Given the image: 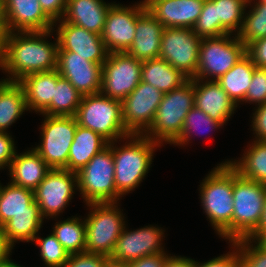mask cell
<instances>
[{"mask_svg":"<svg viewBox=\"0 0 266 267\" xmlns=\"http://www.w3.org/2000/svg\"><path fill=\"white\" fill-rule=\"evenodd\" d=\"M51 32H8L3 38L1 69L11 77L3 80L18 82L32 73L56 70L59 44L58 39L54 44L46 41Z\"/></svg>","mask_w":266,"mask_h":267,"instance_id":"cell-1","label":"cell"},{"mask_svg":"<svg viewBox=\"0 0 266 267\" xmlns=\"http://www.w3.org/2000/svg\"><path fill=\"white\" fill-rule=\"evenodd\" d=\"M218 165L201 182V203L217 234L232 243L233 168Z\"/></svg>","mask_w":266,"mask_h":267,"instance_id":"cell-2","label":"cell"},{"mask_svg":"<svg viewBox=\"0 0 266 267\" xmlns=\"http://www.w3.org/2000/svg\"><path fill=\"white\" fill-rule=\"evenodd\" d=\"M128 138L130 142L120 148L111 142L114 182L121 196L139 186L151 167L155 147L160 146L143 134H130Z\"/></svg>","mask_w":266,"mask_h":267,"instance_id":"cell-3","label":"cell"},{"mask_svg":"<svg viewBox=\"0 0 266 267\" xmlns=\"http://www.w3.org/2000/svg\"><path fill=\"white\" fill-rule=\"evenodd\" d=\"M193 79L163 94L151 126L143 133L152 141L173 144L180 136L188 112L195 106Z\"/></svg>","mask_w":266,"mask_h":267,"instance_id":"cell-4","label":"cell"},{"mask_svg":"<svg viewBox=\"0 0 266 267\" xmlns=\"http://www.w3.org/2000/svg\"><path fill=\"white\" fill-rule=\"evenodd\" d=\"M75 117L78 125L98 133L109 143L131 134L123 124L122 102L100 92L84 95Z\"/></svg>","mask_w":266,"mask_h":267,"instance_id":"cell-5","label":"cell"},{"mask_svg":"<svg viewBox=\"0 0 266 267\" xmlns=\"http://www.w3.org/2000/svg\"><path fill=\"white\" fill-rule=\"evenodd\" d=\"M266 185L241 177L233 169L232 243L247 238L258 226Z\"/></svg>","mask_w":266,"mask_h":267,"instance_id":"cell-6","label":"cell"},{"mask_svg":"<svg viewBox=\"0 0 266 267\" xmlns=\"http://www.w3.org/2000/svg\"><path fill=\"white\" fill-rule=\"evenodd\" d=\"M78 190L86 204L114 203L122 197L114 182V158L111 142L95 154L77 173Z\"/></svg>","mask_w":266,"mask_h":267,"instance_id":"cell-7","label":"cell"},{"mask_svg":"<svg viewBox=\"0 0 266 267\" xmlns=\"http://www.w3.org/2000/svg\"><path fill=\"white\" fill-rule=\"evenodd\" d=\"M86 223L85 251L111 257L125 227L124 215L114 203H90Z\"/></svg>","mask_w":266,"mask_h":267,"instance_id":"cell-8","label":"cell"},{"mask_svg":"<svg viewBox=\"0 0 266 267\" xmlns=\"http://www.w3.org/2000/svg\"><path fill=\"white\" fill-rule=\"evenodd\" d=\"M232 34L202 38L199 63L193 79L217 81L229 71L245 54V44ZM211 77L213 79H211Z\"/></svg>","mask_w":266,"mask_h":267,"instance_id":"cell-9","label":"cell"},{"mask_svg":"<svg viewBox=\"0 0 266 267\" xmlns=\"http://www.w3.org/2000/svg\"><path fill=\"white\" fill-rule=\"evenodd\" d=\"M75 116L45 115L41 125V144L34 148L51 169H65L74 134Z\"/></svg>","mask_w":266,"mask_h":267,"instance_id":"cell-10","label":"cell"},{"mask_svg":"<svg viewBox=\"0 0 266 267\" xmlns=\"http://www.w3.org/2000/svg\"><path fill=\"white\" fill-rule=\"evenodd\" d=\"M200 44L201 38L192 28H164L159 57L193 79L198 68Z\"/></svg>","mask_w":266,"mask_h":267,"instance_id":"cell-11","label":"cell"},{"mask_svg":"<svg viewBox=\"0 0 266 267\" xmlns=\"http://www.w3.org/2000/svg\"><path fill=\"white\" fill-rule=\"evenodd\" d=\"M141 69L142 61L127 52L109 53L102 64L100 93L122 101L141 82Z\"/></svg>","mask_w":266,"mask_h":267,"instance_id":"cell-12","label":"cell"},{"mask_svg":"<svg viewBox=\"0 0 266 267\" xmlns=\"http://www.w3.org/2000/svg\"><path fill=\"white\" fill-rule=\"evenodd\" d=\"M78 188L77 174L66 169H51L40 184L33 190L34 201L42 218L57 216Z\"/></svg>","mask_w":266,"mask_h":267,"instance_id":"cell-13","label":"cell"},{"mask_svg":"<svg viewBox=\"0 0 266 267\" xmlns=\"http://www.w3.org/2000/svg\"><path fill=\"white\" fill-rule=\"evenodd\" d=\"M163 93L148 83L140 82L122 102V118L131 134H143L152 124Z\"/></svg>","mask_w":266,"mask_h":267,"instance_id":"cell-14","label":"cell"},{"mask_svg":"<svg viewBox=\"0 0 266 267\" xmlns=\"http://www.w3.org/2000/svg\"><path fill=\"white\" fill-rule=\"evenodd\" d=\"M122 230L110 257L114 264L127 265L137 259L152 254L165 253L160 243L164 230L155 226H145L135 231Z\"/></svg>","mask_w":266,"mask_h":267,"instance_id":"cell-15","label":"cell"},{"mask_svg":"<svg viewBox=\"0 0 266 267\" xmlns=\"http://www.w3.org/2000/svg\"><path fill=\"white\" fill-rule=\"evenodd\" d=\"M145 9L141 3L132 7L121 4L110 7L101 34L109 53L126 52L130 48L135 37L136 19Z\"/></svg>","mask_w":266,"mask_h":267,"instance_id":"cell-16","label":"cell"},{"mask_svg":"<svg viewBox=\"0 0 266 267\" xmlns=\"http://www.w3.org/2000/svg\"><path fill=\"white\" fill-rule=\"evenodd\" d=\"M82 95L100 92L102 64H97L72 51H58L57 69Z\"/></svg>","mask_w":266,"mask_h":267,"instance_id":"cell-17","label":"cell"},{"mask_svg":"<svg viewBox=\"0 0 266 267\" xmlns=\"http://www.w3.org/2000/svg\"><path fill=\"white\" fill-rule=\"evenodd\" d=\"M58 21L60 23L57 27L58 51H72L84 57L85 60L97 64H103L107 60L109 51L101 35L68 23L63 19Z\"/></svg>","mask_w":266,"mask_h":267,"instance_id":"cell-18","label":"cell"},{"mask_svg":"<svg viewBox=\"0 0 266 267\" xmlns=\"http://www.w3.org/2000/svg\"><path fill=\"white\" fill-rule=\"evenodd\" d=\"M3 5L8 32L54 30L38 0H4Z\"/></svg>","mask_w":266,"mask_h":267,"instance_id":"cell-19","label":"cell"},{"mask_svg":"<svg viewBox=\"0 0 266 267\" xmlns=\"http://www.w3.org/2000/svg\"><path fill=\"white\" fill-rule=\"evenodd\" d=\"M202 82V84L200 83ZM195 106L223 125L237 107L216 81L193 79Z\"/></svg>","mask_w":266,"mask_h":267,"instance_id":"cell-20","label":"cell"},{"mask_svg":"<svg viewBox=\"0 0 266 267\" xmlns=\"http://www.w3.org/2000/svg\"><path fill=\"white\" fill-rule=\"evenodd\" d=\"M205 0H161L153 3L148 11L164 28H193Z\"/></svg>","mask_w":266,"mask_h":267,"instance_id":"cell-21","label":"cell"},{"mask_svg":"<svg viewBox=\"0 0 266 267\" xmlns=\"http://www.w3.org/2000/svg\"><path fill=\"white\" fill-rule=\"evenodd\" d=\"M164 26L145 9L136 19L135 37L126 51L137 60H150L160 55Z\"/></svg>","mask_w":266,"mask_h":267,"instance_id":"cell-22","label":"cell"},{"mask_svg":"<svg viewBox=\"0 0 266 267\" xmlns=\"http://www.w3.org/2000/svg\"><path fill=\"white\" fill-rule=\"evenodd\" d=\"M112 5L103 0H67L63 20L101 35Z\"/></svg>","mask_w":266,"mask_h":267,"instance_id":"cell-23","label":"cell"},{"mask_svg":"<svg viewBox=\"0 0 266 267\" xmlns=\"http://www.w3.org/2000/svg\"><path fill=\"white\" fill-rule=\"evenodd\" d=\"M8 169L13 185L31 190H34L51 170L34 148L22 154L16 152Z\"/></svg>","mask_w":266,"mask_h":267,"instance_id":"cell-24","label":"cell"},{"mask_svg":"<svg viewBox=\"0 0 266 267\" xmlns=\"http://www.w3.org/2000/svg\"><path fill=\"white\" fill-rule=\"evenodd\" d=\"M18 83L24 90L28 110L42 113L54 97L57 83V70L32 73L22 78Z\"/></svg>","mask_w":266,"mask_h":267,"instance_id":"cell-25","label":"cell"},{"mask_svg":"<svg viewBox=\"0 0 266 267\" xmlns=\"http://www.w3.org/2000/svg\"><path fill=\"white\" fill-rule=\"evenodd\" d=\"M108 144L109 142L98 133L77 124L65 169L77 173Z\"/></svg>","mask_w":266,"mask_h":267,"instance_id":"cell-26","label":"cell"},{"mask_svg":"<svg viewBox=\"0 0 266 267\" xmlns=\"http://www.w3.org/2000/svg\"><path fill=\"white\" fill-rule=\"evenodd\" d=\"M188 78L164 59L142 61L141 81L154 86L163 94L179 88Z\"/></svg>","mask_w":266,"mask_h":267,"instance_id":"cell-27","label":"cell"},{"mask_svg":"<svg viewBox=\"0 0 266 267\" xmlns=\"http://www.w3.org/2000/svg\"><path fill=\"white\" fill-rule=\"evenodd\" d=\"M21 213H40L34 201L33 190L10 182L3 187L0 184V227L14 215Z\"/></svg>","mask_w":266,"mask_h":267,"instance_id":"cell-28","label":"cell"},{"mask_svg":"<svg viewBox=\"0 0 266 267\" xmlns=\"http://www.w3.org/2000/svg\"><path fill=\"white\" fill-rule=\"evenodd\" d=\"M255 68L251 57L246 53L216 81L236 106L239 102H244Z\"/></svg>","mask_w":266,"mask_h":267,"instance_id":"cell-29","label":"cell"},{"mask_svg":"<svg viewBox=\"0 0 266 267\" xmlns=\"http://www.w3.org/2000/svg\"><path fill=\"white\" fill-rule=\"evenodd\" d=\"M27 111L24 90L18 82L0 81V132L6 130Z\"/></svg>","mask_w":266,"mask_h":267,"instance_id":"cell-30","label":"cell"},{"mask_svg":"<svg viewBox=\"0 0 266 267\" xmlns=\"http://www.w3.org/2000/svg\"><path fill=\"white\" fill-rule=\"evenodd\" d=\"M241 177L266 185V141L254 140L237 162L225 161Z\"/></svg>","mask_w":266,"mask_h":267,"instance_id":"cell-31","label":"cell"},{"mask_svg":"<svg viewBox=\"0 0 266 267\" xmlns=\"http://www.w3.org/2000/svg\"><path fill=\"white\" fill-rule=\"evenodd\" d=\"M82 95L76 88L57 71V83L54 88V97L42 115L75 116L81 103Z\"/></svg>","mask_w":266,"mask_h":267,"instance_id":"cell-32","label":"cell"},{"mask_svg":"<svg viewBox=\"0 0 266 267\" xmlns=\"http://www.w3.org/2000/svg\"><path fill=\"white\" fill-rule=\"evenodd\" d=\"M252 0H214L215 21H219V36L238 33L244 12Z\"/></svg>","mask_w":266,"mask_h":267,"instance_id":"cell-33","label":"cell"},{"mask_svg":"<svg viewBox=\"0 0 266 267\" xmlns=\"http://www.w3.org/2000/svg\"><path fill=\"white\" fill-rule=\"evenodd\" d=\"M43 220L40 213L16 214L2 226V229L8 242L14 247V242L17 241H33Z\"/></svg>","mask_w":266,"mask_h":267,"instance_id":"cell-34","label":"cell"},{"mask_svg":"<svg viewBox=\"0 0 266 267\" xmlns=\"http://www.w3.org/2000/svg\"><path fill=\"white\" fill-rule=\"evenodd\" d=\"M52 233L69 255L85 251L86 223L78 217L56 222Z\"/></svg>","mask_w":266,"mask_h":267,"instance_id":"cell-35","label":"cell"},{"mask_svg":"<svg viewBox=\"0 0 266 267\" xmlns=\"http://www.w3.org/2000/svg\"><path fill=\"white\" fill-rule=\"evenodd\" d=\"M254 3L249 14L244 12L241 29L235 34L246 47L256 40L266 38V4L259 1Z\"/></svg>","mask_w":266,"mask_h":267,"instance_id":"cell-36","label":"cell"},{"mask_svg":"<svg viewBox=\"0 0 266 267\" xmlns=\"http://www.w3.org/2000/svg\"><path fill=\"white\" fill-rule=\"evenodd\" d=\"M33 241L40 247L41 258L47 267H63L68 261L69 253L53 233L46 238L36 236Z\"/></svg>","mask_w":266,"mask_h":267,"instance_id":"cell-37","label":"cell"},{"mask_svg":"<svg viewBox=\"0 0 266 267\" xmlns=\"http://www.w3.org/2000/svg\"><path fill=\"white\" fill-rule=\"evenodd\" d=\"M202 126L206 127L207 129L209 127H210L209 129H217L223 126V124L214 119H211L202 110L194 106L186 115L181 134L173 144H177L180 146L184 144L186 145L189 142V140H191L190 139L191 138L190 136L192 135L191 133L196 131L197 128Z\"/></svg>","mask_w":266,"mask_h":267,"instance_id":"cell-38","label":"cell"},{"mask_svg":"<svg viewBox=\"0 0 266 267\" xmlns=\"http://www.w3.org/2000/svg\"><path fill=\"white\" fill-rule=\"evenodd\" d=\"M251 243L253 240L250 238L232 243L238 247L239 267H266V249Z\"/></svg>","mask_w":266,"mask_h":267,"instance_id":"cell-39","label":"cell"},{"mask_svg":"<svg viewBox=\"0 0 266 267\" xmlns=\"http://www.w3.org/2000/svg\"><path fill=\"white\" fill-rule=\"evenodd\" d=\"M193 31L202 39L219 37V21H215L214 0H205Z\"/></svg>","mask_w":266,"mask_h":267,"instance_id":"cell-40","label":"cell"},{"mask_svg":"<svg viewBox=\"0 0 266 267\" xmlns=\"http://www.w3.org/2000/svg\"><path fill=\"white\" fill-rule=\"evenodd\" d=\"M244 101L257 106L266 103V68H255Z\"/></svg>","mask_w":266,"mask_h":267,"instance_id":"cell-41","label":"cell"},{"mask_svg":"<svg viewBox=\"0 0 266 267\" xmlns=\"http://www.w3.org/2000/svg\"><path fill=\"white\" fill-rule=\"evenodd\" d=\"M110 258L87 251L71 254L63 267H107Z\"/></svg>","mask_w":266,"mask_h":267,"instance_id":"cell-42","label":"cell"},{"mask_svg":"<svg viewBox=\"0 0 266 267\" xmlns=\"http://www.w3.org/2000/svg\"><path fill=\"white\" fill-rule=\"evenodd\" d=\"M12 137L7 132H0V169L10 166L16 149Z\"/></svg>","mask_w":266,"mask_h":267,"instance_id":"cell-43","label":"cell"},{"mask_svg":"<svg viewBox=\"0 0 266 267\" xmlns=\"http://www.w3.org/2000/svg\"><path fill=\"white\" fill-rule=\"evenodd\" d=\"M44 13L56 24L64 17L67 0H38Z\"/></svg>","mask_w":266,"mask_h":267,"instance_id":"cell-44","label":"cell"},{"mask_svg":"<svg viewBox=\"0 0 266 267\" xmlns=\"http://www.w3.org/2000/svg\"><path fill=\"white\" fill-rule=\"evenodd\" d=\"M232 247H235V251L229 252L225 255H221L217 258H213L205 263H199L195 261V267H239V255L238 247L232 244Z\"/></svg>","mask_w":266,"mask_h":267,"instance_id":"cell-45","label":"cell"},{"mask_svg":"<svg viewBox=\"0 0 266 267\" xmlns=\"http://www.w3.org/2000/svg\"><path fill=\"white\" fill-rule=\"evenodd\" d=\"M246 53L251 57L253 64L259 68H266V38L250 43Z\"/></svg>","mask_w":266,"mask_h":267,"instance_id":"cell-46","label":"cell"},{"mask_svg":"<svg viewBox=\"0 0 266 267\" xmlns=\"http://www.w3.org/2000/svg\"><path fill=\"white\" fill-rule=\"evenodd\" d=\"M252 118L255 140L266 141V103L258 105Z\"/></svg>","mask_w":266,"mask_h":267,"instance_id":"cell-47","label":"cell"},{"mask_svg":"<svg viewBox=\"0 0 266 267\" xmlns=\"http://www.w3.org/2000/svg\"><path fill=\"white\" fill-rule=\"evenodd\" d=\"M168 255L166 253L152 254L137 259L129 264L128 267H162Z\"/></svg>","mask_w":266,"mask_h":267,"instance_id":"cell-48","label":"cell"},{"mask_svg":"<svg viewBox=\"0 0 266 267\" xmlns=\"http://www.w3.org/2000/svg\"><path fill=\"white\" fill-rule=\"evenodd\" d=\"M12 248L13 246L8 242L2 227H0V267L11 260L9 256Z\"/></svg>","mask_w":266,"mask_h":267,"instance_id":"cell-49","label":"cell"},{"mask_svg":"<svg viewBox=\"0 0 266 267\" xmlns=\"http://www.w3.org/2000/svg\"><path fill=\"white\" fill-rule=\"evenodd\" d=\"M162 267H195V261L181 256H167Z\"/></svg>","mask_w":266,"mask_h":267,"instance_id":"cell-50","label":"cell"},{"mask_svg":"<svg viewBox=\"0 0 266 267\" xmlns=\"http://www.w3.org/2000/svg\"><path fill=\"white\" fill-rule=\"evenodd\" d=\"M247 238L266 249V229H255Z\"/></svg>","mask_w":266,"mask_h":267,"instance_id":"cell-51","label":"cell"},{"mask_svg":"<svg viewBox=\"0 0 266 267\" xmlns=\"http://www.w3.org/2000/svg\"><path fill=\"white\" fill-rule=\"evenodd\" d=\"M7 33L8 31H7V26L5 22L4 5H3V1L0 0V37L3 39Z\"/></svg>","mask_w":266,"mask_h":267,"instance_id":"cell-52","label":"cell"},{"mask_svg":"<svg viewBox=\"0 0 266 267\" xmlns=\"http://www.w3.org/2000/svg\"><path fill=\"white\" fill-rule=\"evenodd\" d=\"M256 229H266V198L264 201V207H263L261 219Z\"/></svg>","mask_w":266,"mask_h":267,"instance_id":"cell-53","label":"cell"},{"mask_svg":"<svg viewBox=\"0 0 266 267\" xmlns=\"http://www.w3.org/2000/svg\"><path fill=\"white\" fill-rule=\"evenodd\" d=\"M161 0H144L140 2L146 9H148L153 3L158 2Z\"/></svg>","mask_w":266,"mask_h":267,"instance_id":"cell-54","label":"cell"},{"mask_svg":"<svg viewBox=\"0 0 266 267\" xmlns=\"http://www.w3.org/2000/svg\"><path fill=\"white\" fill-rule=\"evenodd\" d=\"M1 267H22L18 264H15L14 262H12L11 260L8 263H5L4 265H2Z\"/></svg>","mask_w":266,"mask_h":267,"instance_id":"cell-55","label":"cell"},{"mask_svg":"<svg viewBox=\"0 0 266 267\" xmlns=\"http://www.w3.org/2000/svg\"><path fill=\"white\" fill-rule=\"evenodd\" d=\"M3 39L0 37V68L2 67Z\"/></svg>","mask_w":266,"mask_h":267,"instance_id":"cell-56","label":"cell"},{"mask_svg":"<svg viewBox=\"0 0 266 267\" xmlns=\"http://www.w3.org/2000/svg\"><path fill=\"white\" fill-rule=\"evenodd\" d=\"M107 267H128L127 265H120V264H114V263H109Z\"/></svg>","mask_w":266,"mask_h":267,"instance_id":"cell-57","label":"cell"},{"mask_svg":"<svg viewBox=\"0 0 266 267\" xmlns=\"http://www.w3.org/2000/svg\"><path fill=\"white\" fill-rule=\"evenodd\" d=\"M256 1H259V2H261V3L266 4V0H256Z\"/></svg>","mask_w":266,"mask_h":267,"instance_id":"cell-58","label":"cell"}]
</instances>
